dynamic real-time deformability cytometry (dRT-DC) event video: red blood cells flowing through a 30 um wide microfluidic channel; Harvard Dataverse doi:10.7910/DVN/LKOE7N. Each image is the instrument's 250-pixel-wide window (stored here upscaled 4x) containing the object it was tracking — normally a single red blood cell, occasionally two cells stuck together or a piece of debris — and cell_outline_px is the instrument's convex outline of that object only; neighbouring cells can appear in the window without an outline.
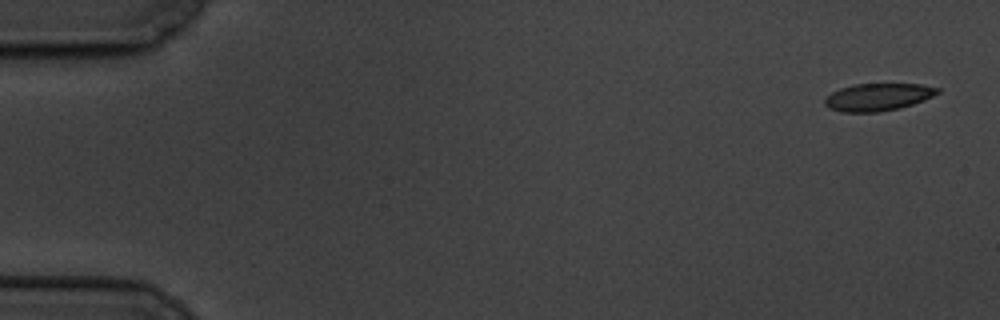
{"species": "common noctule bat (a hibernating species)", "species_latin": "Nyctalus noctula", "temperature_condition": "cold", "stored_images_in_passage": 5, "camera_frame_rate_fps": 3000, "um_per_image_px": 0.085, "animal": {"sex": "male", "body_mass_g": 19.5, "forearm_length_mm": 54.6}, "frame": {"image": 1, "passage_image": 1, "time_ms": 0.0, "image_size_px": [1000, 320], "cell_outline_px": [[940, 92], [924, 100], [900, 108], [880, 112], [840, 112], [828, 108], [824, 104], [824, 100], [832, 92], [840, 88], [856, 84], [920, 84], [940, 88]], "centroid_in_image_um": [74.61, 8.25], "position_along_channel_um": 10.4, "area_um2": 18.03}}
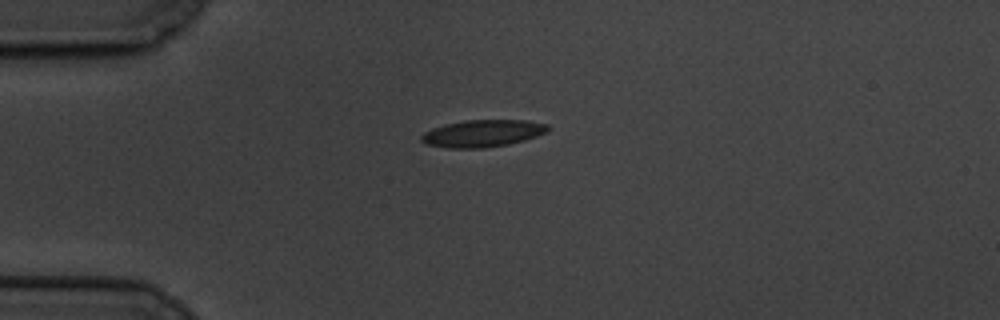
{"frame": {"image": 2, "passage_image": 4, "time_ms": 4.333, "image_size_px": [1000, 320], "cell_outline_px": [[552, 128], [548, 132], [524, 140], [508, 144], [480, 148], [448, 148], [428, 144], [420, 140], [420, 136], [424, 132], [432, 128], [444, 124], [464, 120], [528, 120], [548, 124]], "centroid_in_image_um": [41.05, 11.32], "position_along_channel_um": 44.0, "area_um2": 20.11}}